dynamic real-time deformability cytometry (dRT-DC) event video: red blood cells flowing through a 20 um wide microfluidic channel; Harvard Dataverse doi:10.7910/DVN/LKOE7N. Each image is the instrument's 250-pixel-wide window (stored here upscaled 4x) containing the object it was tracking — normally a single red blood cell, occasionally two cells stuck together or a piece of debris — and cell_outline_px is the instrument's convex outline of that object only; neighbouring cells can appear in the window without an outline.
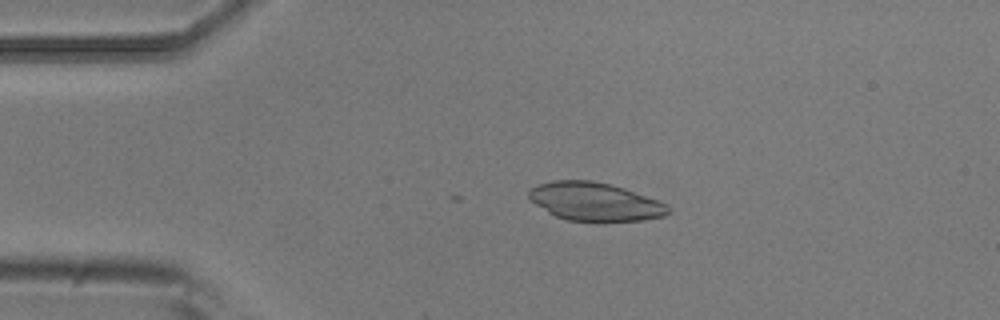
{"species": "common noctule bat (a hibernating species)", "species_latin": "Nyctalus noctula", "temperature_condition": "room temperature", "stored_images_in_passage": 4, "camera_frame_rate_fps": 3000, "um_per_image_px": 0.085, "animal": {"sex": "male", "body_mass_g": 20.5, "forearm_length_mm": 52.5}, "frame": {"image": 1, "passage_image": 3, "time_ms": 0.667, "image_size_px": [1000, 320], "cell_outline_px": [[672, 208], [664, 216], [640, 220], [600, 224], [596, 224], [568, 220], [556, 216], [548, 212], [536, 204], [528, 196], [528, 192], [532, 188], [540, 184], [552, 180], [592, 180], [612, 184], [624, 188], [668, 204]], "centroid_in_image_um": [50.6, 17.18], "position_along_channel_um": 34.4, "area_um2": 31.73}}